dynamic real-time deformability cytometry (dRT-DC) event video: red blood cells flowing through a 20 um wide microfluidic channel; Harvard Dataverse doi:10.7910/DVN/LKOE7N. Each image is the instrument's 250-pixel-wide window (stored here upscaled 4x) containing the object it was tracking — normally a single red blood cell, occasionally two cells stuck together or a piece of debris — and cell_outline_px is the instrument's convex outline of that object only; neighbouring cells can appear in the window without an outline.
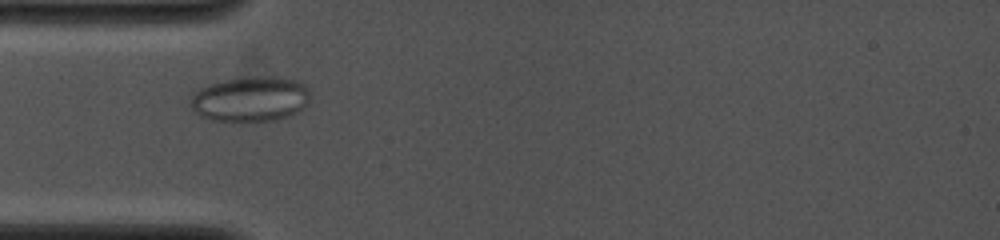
{"species": "common noctule bat (a hibernating species)", "species_latin": "Nyctalus noctula", "temperature_condition": "cold", "stored_images_in_passage": 34, "camera_frame_rate_fps": 4000, "um_per_image_px": 0.085, "animal": {"sex": "female", "body_mass_g": 19.0, "forearm_length_mm": 53.3}, "frame": {"image": 1, "passage_image": 3, "time_ms": 1.0, "image_size_px": [1000, 240], "cell_outline_px": [[308, 100], [304, 108], [288, 116], [276, 120], [212, 120], [200, 116], [192, 108], [192, 96], [200, 88], [224, 80], [252, 76], [284, 76], [296, 80], [304, 84], [308, 88]], "centroid_in_image_um": [21.33, 8.39], "position_along_channel_um": 63.7, "area_um2": 31.15}}
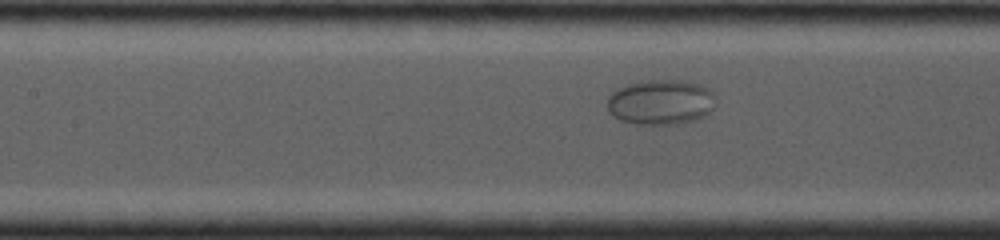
{"frame": {"image": 2, "passage_image": 9, "time_ms": 3.25, "image_size_px": [1000, 240], "cell_outline_px": [[716, 96], [712, 108], [704, 116], [696, 120], [672, 124], [636, 124], [620, 120], [612, 116], [608, 112], [608, 96], [616, 88], [628, 84], [648, 80], [684, 80], [700, 84], [712, 92]], "centroid_in_image_um": [56.14, 8.68], "position_along_channel_um": 151.3, "area_um2": 28.61}}
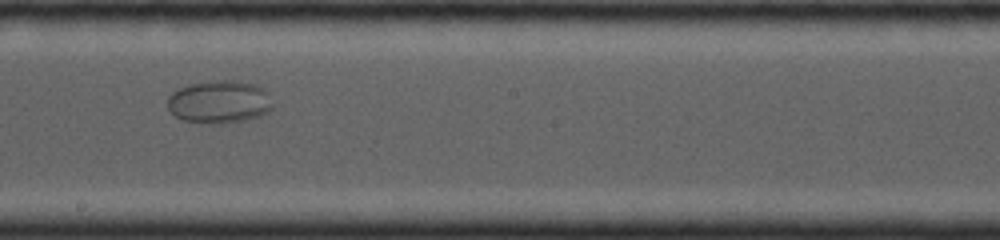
{"frame": {"image": 3, "passage_image": 15, "time_ms": 5.25, "image_size_px": [1000, 240], "cell_outline_px": [[272, 108], [268, 112], [260, 116], [244, 120], [224, 124], [200, 124], [184, 120], [176, 116], [168, 108], [168, 96], [172, 92], [180, 88], [192, 84], [220, 80], [236, 80], [256, 84], [264, 88], [272, 104]], "centroid_in_image_um": [18.65, 8.68], "position_along_channel_um": 229.5, "area_um2": 26.36}}